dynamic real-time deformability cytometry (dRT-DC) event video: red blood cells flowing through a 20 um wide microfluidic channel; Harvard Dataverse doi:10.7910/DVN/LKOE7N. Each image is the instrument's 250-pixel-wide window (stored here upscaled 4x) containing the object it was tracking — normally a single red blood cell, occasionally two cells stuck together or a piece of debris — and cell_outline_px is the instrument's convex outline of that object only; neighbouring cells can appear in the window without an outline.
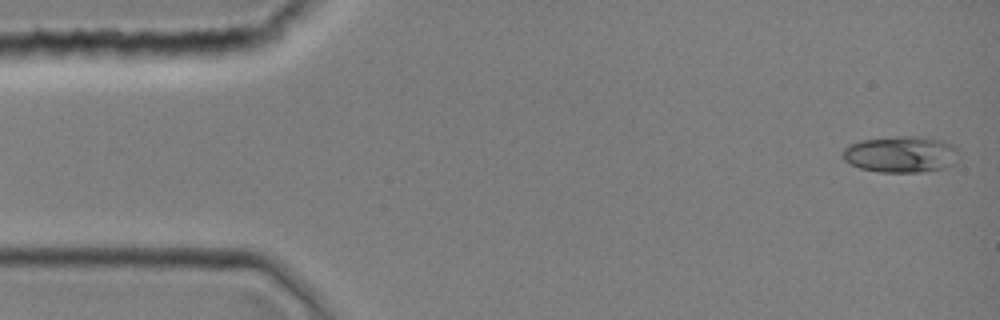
{"species": "common noctule bat (a hibernating species)", "species_latin": "Nyctalus noctula", "temperature_condition": "room temperature", "stored_images_in_passage": 43, "camera_frame_rate_fps": 3000, "um_per_image_px": 0.085, "animal": {"sex": "female", "body_mass_g": 19.0, "forearm_length_mm": 51.5}, "frame": {"image": 1, "passage_image": 1, "time_ms": 0.0, "image_size_px": [1000, 320], "cell_outline_px": [[956, 164], [944, 168], [920, 172], [880, 172], [860, 168], [848, 164], [844, 160], [844, 148], [848, 144], [860, 140], [900, 136], [924, 136], [940, 140], [952, 144], [956, 148]], "centroid_in_image_um": [76.56, 13.11], "position_along_channel_um": 8.4, "area_um2": 24.74}}
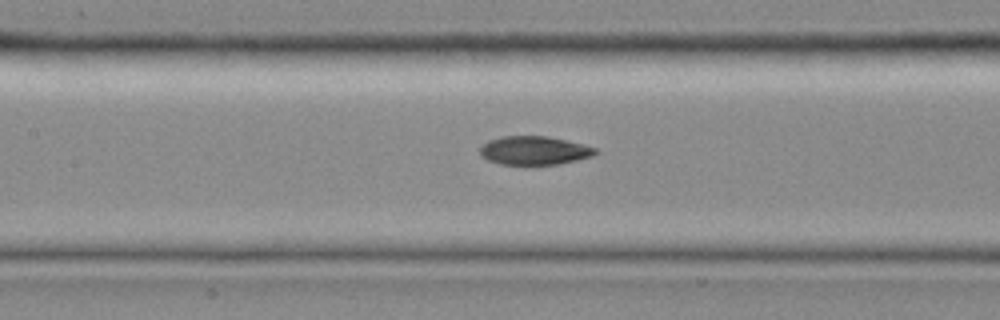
{"frame": {"image": 2, "passage_image": 19, "time_ms": 6.0, "image_size_px": [1000, 320], "cell_outline_px": [[600, 152], [592, 156], [560, 164], [500, 164], [488, 160], [480, 156], [480, 148], [488, 140], [500, 136], [548, 136], [584, 144], [596, 148]], "centroid_in_image_um": [45.42, 12.78], "position_along_channel_um": 162.0, "area_um2": 19.31}}
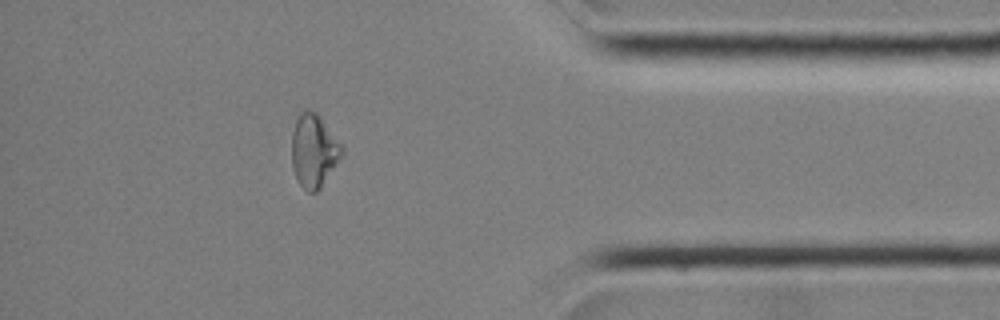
{"frame": {"image": 3, "passage_image": 37, "time_ms": 12.0, "image_size_px": [1000, 320], "cell_outline_px": [[344, 152], [320, 188], [316, 192], [308, 192], [296, 180], [292, 168], [292, 132], [296, 120], [300, 112], [304, 108], [308, 108], [316, 112], [320, 116], [344, 148]], "centroid_in_image_um": [26.65, 12.79], "position_along_channel_um": 408.5, "area_um2": 21.39}}